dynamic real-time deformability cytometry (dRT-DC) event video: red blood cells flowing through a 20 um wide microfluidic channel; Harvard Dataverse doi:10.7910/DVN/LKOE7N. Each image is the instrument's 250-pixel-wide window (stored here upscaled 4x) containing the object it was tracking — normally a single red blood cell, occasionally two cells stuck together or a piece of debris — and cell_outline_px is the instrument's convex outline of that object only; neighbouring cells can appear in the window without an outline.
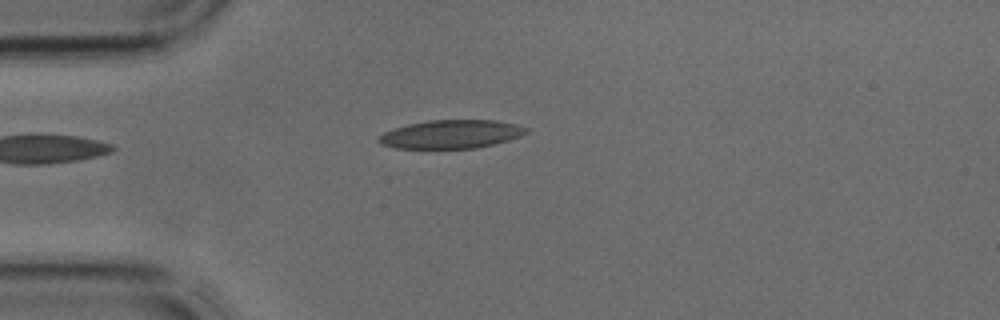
{"species": "common noctule bat (a hibernating species)", "species_latin": "Nyctalus noctula", "temperature_condition": "cold", "stored_images_in_passage": 3, "camera_frame_rate_fps": 3000, "um_per_image_px": 0.085, "animal": {"sex": "male", "body_mass_g": 17.9, "forearm_length_mm": 54.2}, "frame": {"image": 1, "passage_image": 3, "time_ms": 0.667, "image_size_px": [1000, 320], "cell_outline_px": [[528, 132], [520, 136], [508, 140], [476, 148], [396, 148], [380, 144], [376, 140], [384, 132], [392, 128], [408, 124], [428, 120], [496, 120], [516, 124], [528, 128]], "centroid_in_image_um": [38.32, 11.4], "position_along_channel_um": 46.7, "area_um2": 24.45}}